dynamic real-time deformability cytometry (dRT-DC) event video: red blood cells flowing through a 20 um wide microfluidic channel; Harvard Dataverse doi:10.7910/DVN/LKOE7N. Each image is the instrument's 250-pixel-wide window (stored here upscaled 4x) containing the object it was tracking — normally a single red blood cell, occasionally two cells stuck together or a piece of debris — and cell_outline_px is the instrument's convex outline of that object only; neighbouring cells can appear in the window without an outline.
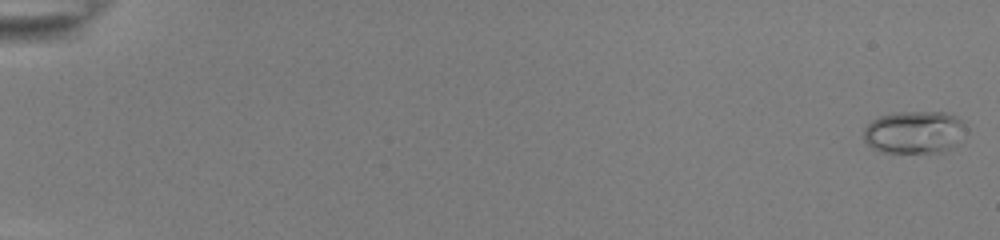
{"species": "common noctule bat (a hibernating species)", "species_latin": "Nyctalus noctula", "temperature_condition": "room temperature", "stored_images_in_passage": 51, "camera_frame_rate_fps": 3000, "um_per_image_px": 0.085, "animal": {"sex": "female", "body_mass_g": 22.0, "forearm_length_mm": 56.7}, "frame": {"image": 1, "passage_image": 1, "time_ms": 0.0, "image_size_px": [1000, 240], "cell_outline_px": [[968, 128], [952, 148], [944, 152], [880, 152], [872, 148], [864, 140], [864, 128], [872, 120], [880, 116], [896, 112], [944, 112], [956, 116]], "centroid_in_image_um": [77.72, 11.24], "position_along_channel_um": 7.3, "area_um2": 25.43}}
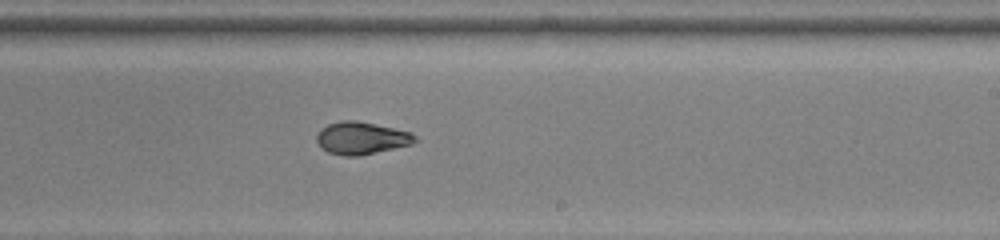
{"frame": {"image": 2, "passage_image": 35, "time_ms": 11.333, "image_size_px": [1000, 240], "cell_outline_px": [[420, 140], [412, 144], [360, 156], [344, 156], [328, 152], [316, 140], [316, 136], [320, 128], [328, 124], [340, 120], [356, 120], [412, 132]], "centroid_in_image_um": [30.75, 11.73], "position_along_channel_um": 258.3, "area_um2": 18.67}}
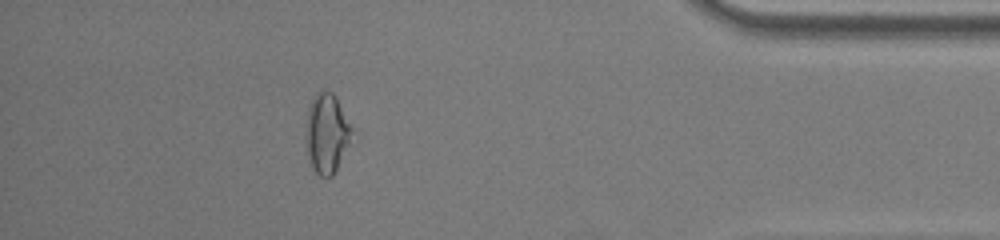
{"frame": {"image": 3, "passage_image": 49, "time_ms": 16.0, "image_size_px": [1000, 240], "cell_outline_px": [[356, 132], [332, 176], [320, 176], [312, 168], [308, 156], [308, 108], [316, 92], [332, 92], [336, 96], [356, 128]], "centroid_in_image_um": [27.87, 11.3], "position_along_channel_um": 407.3, "area_um2": 21.27}}